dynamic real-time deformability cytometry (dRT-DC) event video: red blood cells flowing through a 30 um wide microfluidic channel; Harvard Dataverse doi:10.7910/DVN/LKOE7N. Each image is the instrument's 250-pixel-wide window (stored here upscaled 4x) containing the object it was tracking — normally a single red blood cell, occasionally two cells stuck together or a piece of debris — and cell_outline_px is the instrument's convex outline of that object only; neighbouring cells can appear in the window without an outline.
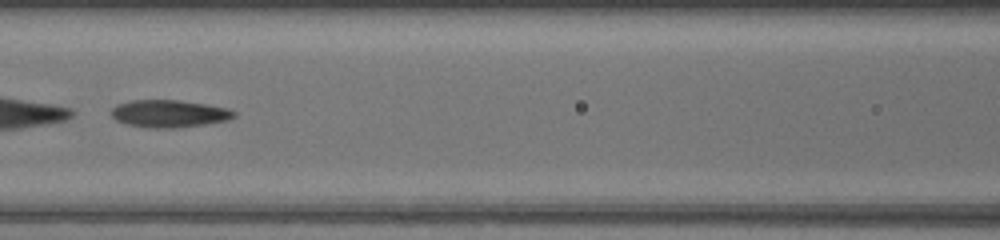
{"species": "common noctule bat (a hibernating species)", "species_latin": "Nyctalus noctula", "temperature_condition": "warm", "stored_images_in_passage": 47, "segment_of_instrument_passage": [2, 3], "camera_frame_rate_fps": 3000, "um_per_image_px": 0.085, "animal": {"sex": "female", "body_mass_g": 17.0, "forearm_length_mm": 48.0}, "frame": {"image": 1, "passage_image": 22, "time_ms": 7.0, "image_size_px": [1000, 240], "cell_outline_px": [[236, 116], [228, 120], [204, 124], [176, 128], [148, 128], [128, 124], [116, 120], [112, 116], [112, 108], [116, 104], [132, 100], [180, 100], [208, 104], [228, 108], [236, 112]], "centroid_in_image_um": [14.4, 9.65], "position_along_channel_um": 152.2, "area_um2": 19.71}}